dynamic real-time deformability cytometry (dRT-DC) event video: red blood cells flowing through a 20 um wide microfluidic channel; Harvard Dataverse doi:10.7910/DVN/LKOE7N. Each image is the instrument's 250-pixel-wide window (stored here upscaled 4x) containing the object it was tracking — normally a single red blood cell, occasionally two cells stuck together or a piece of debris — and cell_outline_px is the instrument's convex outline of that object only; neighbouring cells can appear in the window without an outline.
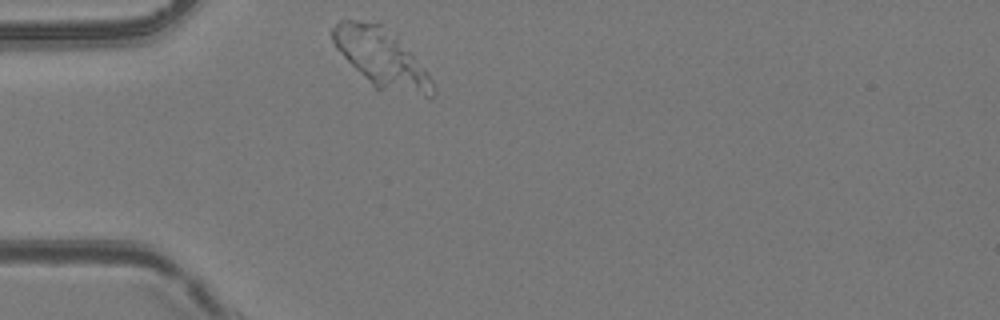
{"species": "common noctule bat (a hibernating species)", "species_latin": "Nyctalus noctula", "temperature_condition": "room temperature", "stored_images_in_passage": 41, "camera_frame_rate_fps": 3000, "um_per_image_px": 0.085, "animal": {"sex": "female", "body_mass_g": 24.6, "forearm_length_mm": 56.2}, "frame": {"image": 1, "passage_image": 1, "time_ms": 0.0, "image_size_px": [1000, 320], "cell_outline_px": [[436, 92], [428, 100], [376, 88], [336, 48], [332, 40], [332, 28], [340, 20], [380, 20], [412, 52], [428, 72], [436, 88]], "centroid_in_image_um": [32.51, 4.93], "position_along_channel_um": 52.5, "area_um2": 34.51}}
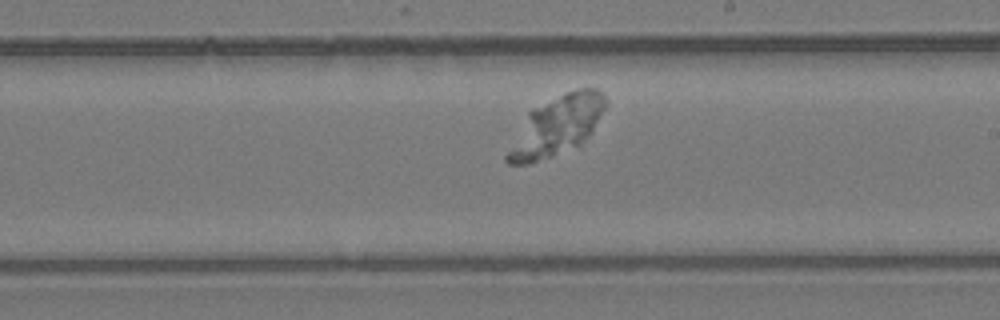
{"frame": {"image": 2, "passage_image": 18, "time_ms": 5.667, "image_size_px": [1000, 320], "cell_outline_px": [[608, 104], [592, 132], [580, 144], [552, 156], [528, 164], [508, 164], [504, 160], [504, 156], [528, 112], [564, 92], [580, 88], [600, 88], [608, 100]], "centroid_in_image_um": [47.35, 10.68], "position_along_channel_um": 241.6, "area_um2": 33.76}}
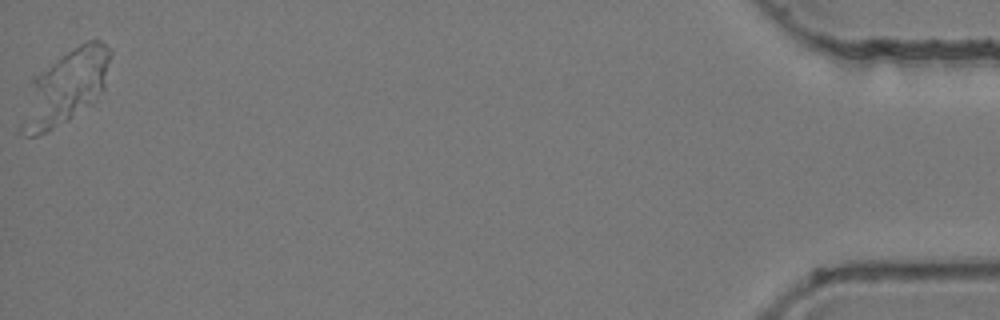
{"frame": {"image": 3, "passage_image": 41, "time_ms": 13.333, "image_size_px": [1000, 320], "cell_outline_px": [[112, 52], [104, 88], [88, 104], [68, 120], [36, 136], [24, 136], [20, 132], [20, 124], [32, 80], [36, 76], [68, 52], [80, 44], [88, 40], [100, 40]], "centroid_in_image_um": [5.58, 7.44], "position_along_channel_um": 429.6, "area_um2": 36.65}}